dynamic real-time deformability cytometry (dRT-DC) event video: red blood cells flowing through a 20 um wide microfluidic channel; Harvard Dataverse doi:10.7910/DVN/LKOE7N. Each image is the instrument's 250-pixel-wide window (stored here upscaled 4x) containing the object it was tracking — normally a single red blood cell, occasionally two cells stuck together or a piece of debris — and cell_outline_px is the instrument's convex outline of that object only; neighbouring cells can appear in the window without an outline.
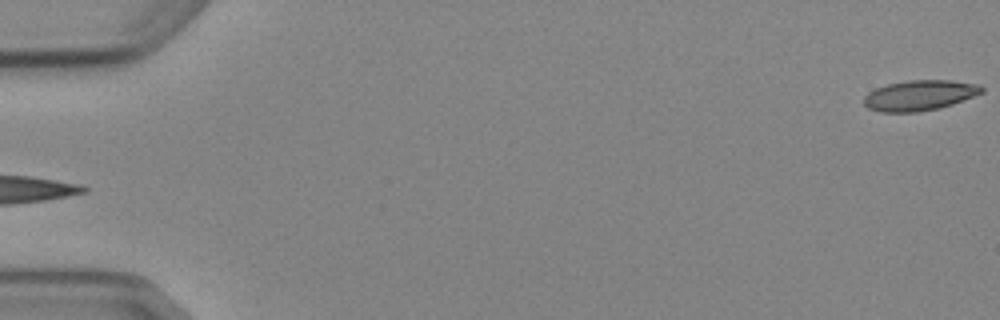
{"species": "Egyptian fruit bat (a non-hibernating species)", "species_latin": "Rousettus aegyptiacus", "temperature_condition": "cold", "stored_images_in_passage": 4, "segment_of_instrument_passage": [2, 2], "camera_frame_rate_fps": 3000, "um_per_image_px": 0.085, "animal": {"sex": "female"}, "frame": {"image": 1, "passage_image": 4, "time_ms": 4.333, "image_size_px": [1000, 320], "cell_outline_px": [[984, 92], [952, 104], [940, 108], [916, 112], [880, 112], [868, 108], [864, 104], [864, 96], [868, 92], [876, 88], [888, 84], [908, 80], [948, 80], [980, 84], [984, 88]], "centroid_in_image_um": [78.17, 8.1], "position_along_channel_um": 6.8, "area_um2": 20.87}}